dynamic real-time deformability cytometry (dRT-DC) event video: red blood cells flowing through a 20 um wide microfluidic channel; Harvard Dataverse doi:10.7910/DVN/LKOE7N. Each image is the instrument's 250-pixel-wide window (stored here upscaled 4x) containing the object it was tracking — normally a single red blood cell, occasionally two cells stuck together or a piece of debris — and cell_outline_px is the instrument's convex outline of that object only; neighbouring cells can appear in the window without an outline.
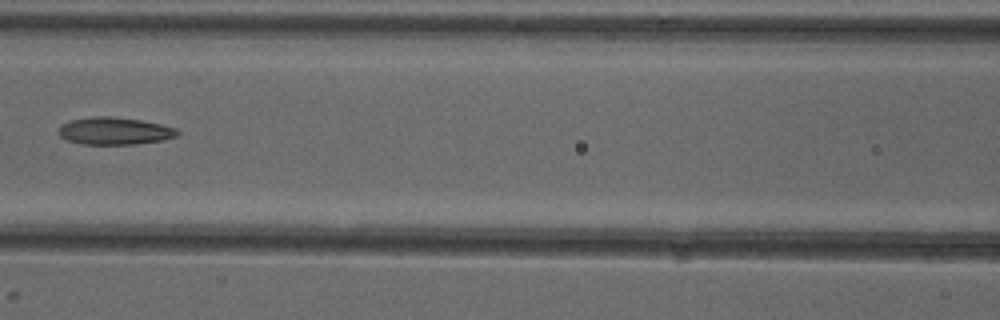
{"species": "common noctule bat (a hibernating species)", "species_latin": "Nyctalus noctula", "temperature_condition": "cold", "stored_images_in_passage": 7, "camera_frame_rate_fps": 3000, "um_per_image_px": 0.085, "animal": {"sex": "female"}, "frame": {"image": 1, "passage_image": 6, "time_ms": 6.0, "image_size_px": [1000, 320], "cell_outline_px": [[180, 132], [176, 136], [164, 140], [136, 144], [80, 144], [68, 140], [60, 136], [60, 124], [72, 120], [96, 116], [108, 116], [140, 120], [160, 124], [176, 128]], "centroid_in_image_um": [9.76, 11.14], "position_along_channel_um": 156.8, "area_um2": 18.79}}
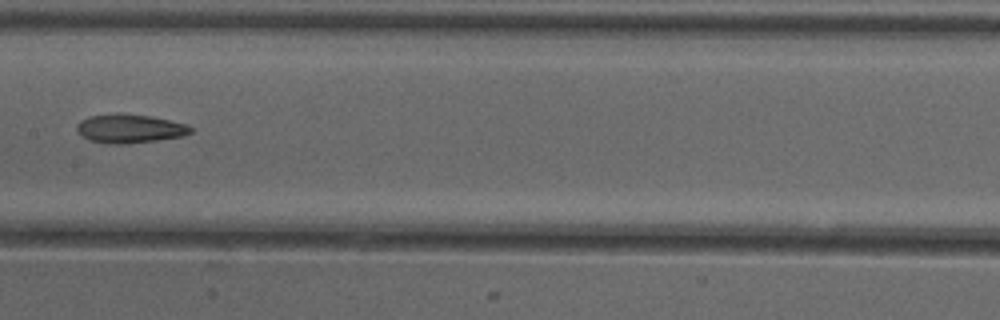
{"frame": {"image": 2, "passage_image": 7, "time_ms": 7.0, "image_size_px": [1000, 320], "cell_outline_px": [[192, 132], [184, 136], [156, 140], [120, 144], [112, 144], [88, 140], [76, 128], [76, 124], [80, 120], [88, 116], [152, 116], [188, 124], [192, 128]], "centroid_in_image_um": [11.08, 10.96], "position_along_channel_um": 196.3, "area_um2": 18.32}}